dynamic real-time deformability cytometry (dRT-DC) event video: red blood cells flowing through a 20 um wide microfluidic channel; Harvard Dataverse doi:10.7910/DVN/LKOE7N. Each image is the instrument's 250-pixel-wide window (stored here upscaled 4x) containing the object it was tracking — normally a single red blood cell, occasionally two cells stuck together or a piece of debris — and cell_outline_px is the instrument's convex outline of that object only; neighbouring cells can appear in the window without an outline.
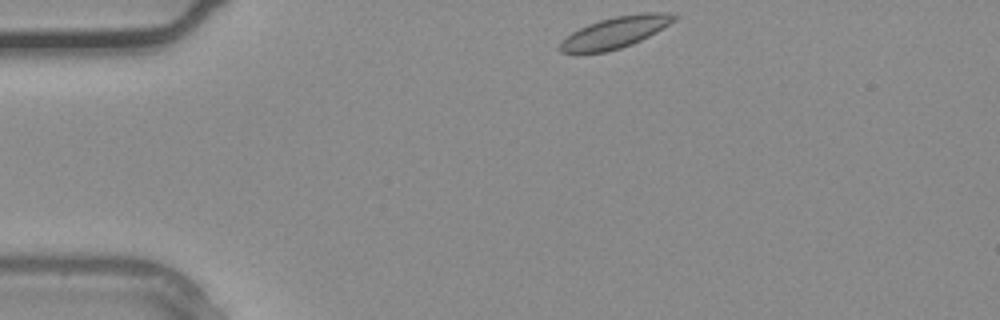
{"species": "common noctule bat (a hibernating species)", "species_latin": "Nyctalus noctula", "temperature_condition": "warm", "stored_images_in_passage": 31, "camera_frame_rate_fps": 3000, "um_per_image_px": 0.085, "animal": {"sex": "male", "body_mass_g": 20.4}, "frame": {"image": 1, "passage_image": 1, "time_ms": 0.0, "image_size_px": [1000, 320], "cell_outline_px": [[680, 16], [676, 20], [656, 32], [632, 44], [608, 52], [576, 56], [560, 52], [560, 44], [572, 32], [588, 24], [600, 20], [616, 16], [648, 12], [664, 12]], "centroid_in_image_um": [52.26, 2.79], "position_along_channel_um": 32.7, "area_um2": 21.15}}
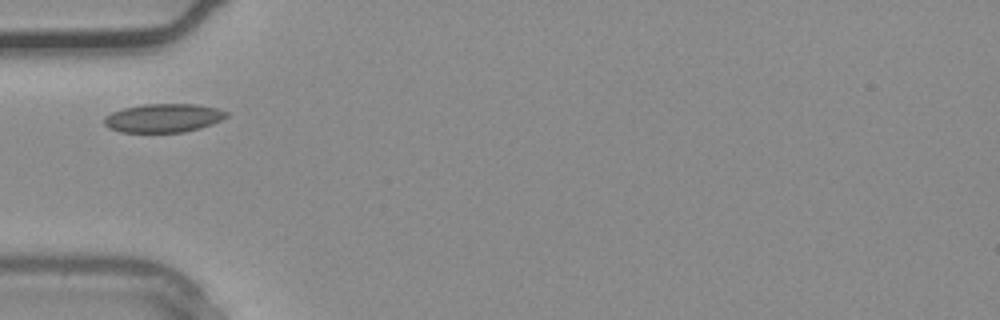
{"frame": {"image": 2, "passage_image": 6, "time_ms": 1.667, "image_size_px": [1000, 320], "cell_outline_px": [[228, 116], [212, 124], [200, 128], [184, 132], [120, 132], [108, 128], [104, 124], [104, 116], [112, 112], [124, 108], [144, 104], [196, 104], [216, 108], [228, 112]], "centroid_in_image_um": [13.87, 10.03], "position_along_channel_um": 71.1, "area_um2": 20.4}}
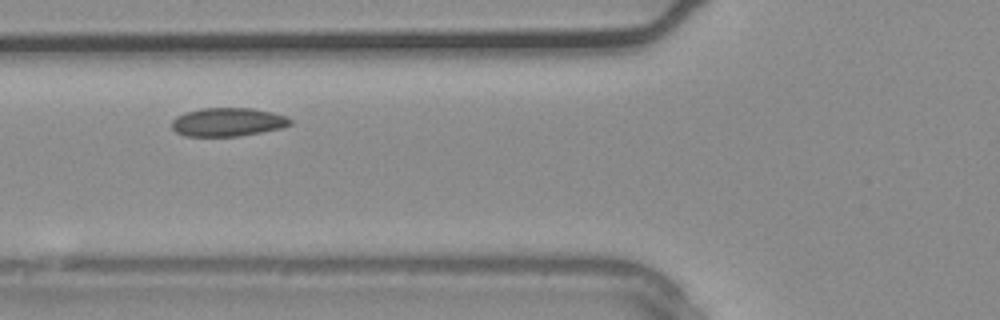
{"frame": {"image": 3, "passage_image": 8, "time_ms": 2.333, "image_size_px": [1000, 320], "cell_outline_px": [[292, 124], [280, 128], [260, 132], [236, 136], [184, 136], [176, 132], [172, 128], [172, 120], [176, 116], [184, 112], [200, 108], [252, 108], [272, 112], [284, 116], [292, 120]], "centroid_in_image_um": [19.32, 10.36], "position_along_channel_um": 106.5, "area_um2": 19.65}}